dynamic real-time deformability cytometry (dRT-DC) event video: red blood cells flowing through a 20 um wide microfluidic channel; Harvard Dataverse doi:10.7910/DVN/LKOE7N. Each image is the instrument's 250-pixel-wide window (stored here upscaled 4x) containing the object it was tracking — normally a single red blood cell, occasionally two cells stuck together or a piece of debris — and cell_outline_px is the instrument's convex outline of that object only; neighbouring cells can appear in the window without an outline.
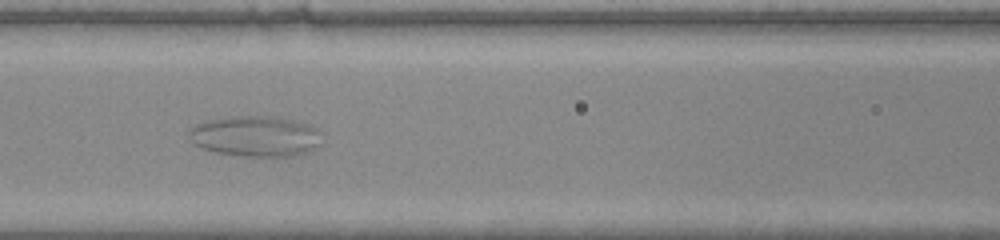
{"species": "common noctule bat (a hibernating species)", "species_latin": "Nyctalus noctula", "temperature_condition": "warm", "stored_images_in_passage": 50, "camera_frame_rate_fps": 3000, "um_per_image_px": 0.085, "animal": {"sex": "male", "body_mass_g": 20.0, "forearm_length_mm": 53.3}, "frame": {"image": 1, "passage_image": 21, "time_ms": 6.667, "image_size_px": [1000, 240], "cell_outline_px": [[320, 144], [312, 152], [288, 156], [244, 156], [216, 152], [200, 148], [188, 136], [188, 132], [196, 124], [204, 120], [236, 116], [276, 116], [312, 124], [320, 132]], "centroid_in_image_um": [21.75, 11.57], "position_along_channel_um": 144.8, "area_um2": 31.79}}
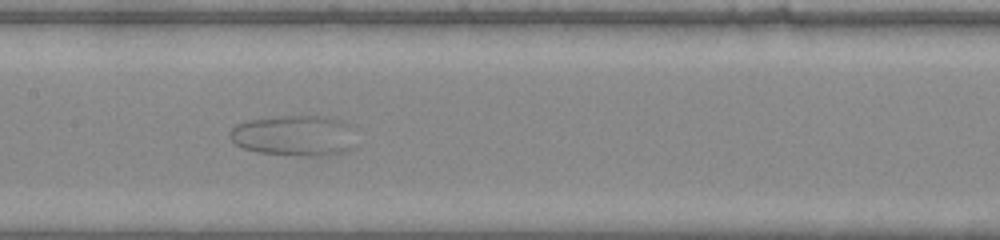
{"frame": {"image": 2, "passage_image": 24, "time_ms": 7.667, "image_size_px": [1000, 240], "cell_outline_px": [[356, 148], [336, 156], [296, 156], [256, 152], [244, 148], [236, 144], [228, 136], [232, 128], [236, 124], [248, 120], [280, 116], [324, 116], [340, 120], [348, 124]], "centroid_in_image_um": [25.04, 11.56], "position_along_channel_um": 182.4, "area_um2": 30.35}}
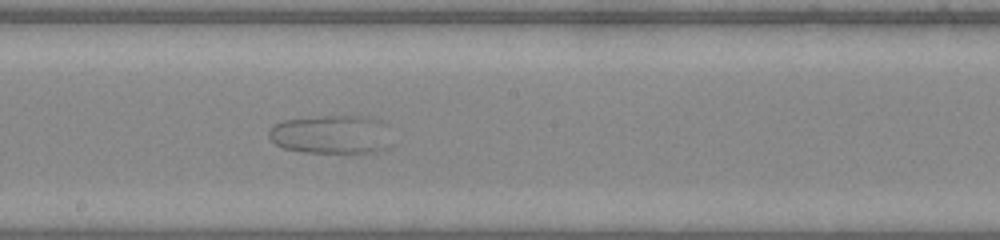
{"frame": {"image": 3, "passage_image": 27, "time_ms": 8.667, "image_size_px": [1000, 240], "cell_outline_px": [[392, 144], [388, 148], [380, 152], [304, 152], [284, 148], [276, 144], [268, 136], [268, 132], [272, 124], [284, 120], [316, 116], [368, 116], [384, 120], [388, 124]], "centroid_in_image_um": [28.24, 11.41], "position_along_channel_um": 220.0, "area_um2": 28.38}}